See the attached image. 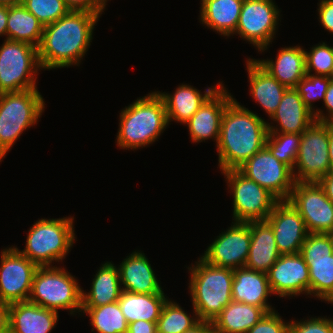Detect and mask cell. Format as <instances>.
I'll return each instance as SVG.
<instances>
[{
	"label": "cell",
	"mask_w": 333,
	"mask_h": 333,
	"mask_svg": "<svg viewBox=\"0 0 333 333\" xmlns=\"http://www.w3.org/2000/svg\"><path fill=\"white\" fill-rule=\"evenodd\" d=\"M233 99L222 84L185 123L192 142L214 139L216 146L220 136L221 120L227 104Z\"/></svg>",
	"instance_id": "d6986e66"
},
{
	"label": "cell",
	"mask_w": 333,
	"mask_h": 333,
	"mask_svg": "<svg viewBox=\"0 0 333 333\" xmlns=\"http://www.w3.org/2000/svg\"><path fill=\"white\" fill-rule=\"evenodd\" d=\"M193 312L194 316L190 317L178 303L167 299L156 323L157 333H184L190 330L200 322L196 311Z\"/></svg>",
	"instance_id": "836d02e7"
},
{
	"label": "cell",
	"mask_w": 333,
	"mask_h": 333,
	"mask_svg": "<svg viewBox=\"0 0 333 333\" xmlns=\"http://www.w3.org/2000/svg\"><path fill=\"white\" fill-rule=\"evenodd\" d=\"M238 170L248 179L266 188L279 201L289 199L295 184L292 169L273 156L266 146Z\"/></svg>",
	"instance_id": "5bb4252c"
},
{
	"label": "cell",
	"mask_w": 333,
	"mask_h": 333,
	"mask_svg": "<svg viewBox=\"0 0 333 333\" xmlns=\"http://www.w3.org/2000/svg\"><path fill=\"white\" fill-rule=\"evenodd\" d=\"M267 276L272 293L279 297L309 295V269L299 253L281 254Z\"/></svg>",
	"instance_id": "ac0fdd59"
},
{
	"label": "cell",
	"mask_w": 333,
	"mask_h": 333,
	"mask_svg": "<svg viewBox=\"0 0 333 333\" xmlns=\"http://www.w3.org/2000/svg\"><path fill=\"white\" fill-rule=\"evenodd\" d=\"M44 25L22 4L9 6L6 39L25 42L38 48Z\"/></svg>",
	"instance_id": "1f68e13d"
},
{
	"label": "cell",
	"mask_w": 333,
	"mask_h": 333,
	"mask_svg": "<svg viewBox=\"0 0 333 333\" xmlns=\"http://www.w3.org/2000/svg\"><path fill=\"white\" fill-rule=\"evenodd\" d=\"M277 8L273 0H244L232 35L239 34L259 52L267 50L279 24L280 9Z\"/></svg>",
	"instance_id": "7c38bea8"
},
{
	"label": "cell",
	"mask_w": 333,
	"mask_h": 333,
	"mask_svg": "<svg viewBox=\"0 0 333 333\" xmlns=\"http://www.w3.org/2000/svg\"><path fill=\"white\" fill-rule=\"evenodd\" d=\"M290 322H285L278 312L266 313L246 333H289Z\"/></svg>",
	"instance_id": "ab89813d"
},
{
	"label": "cell",
	"mask_w": 333,
	"mask_h": 333,
	"mask_svg": "<svg viewBox=\"0 0 333 333\" xmlns=\"http://www.w3.org/2000/svg\"><path fill=\"white\" fill-rule=\"evenodd\" d=\"M246 65L250 82V95L255 102L262 106L270 118L278 108L288 88L265 71L255 59H247Z\"/></svg>",
	"instance_id": "4316f807"
},
{
	"label": "cell",
	"mask_w": 333,
	"mask_h": 333,
	"mask_svg": "<svg viewBox=\"0 0 333 333\" xmlns=\"http://www.w3.org/2000/svg\"><path fill=\"white\" fill-rule=\"evenodd\" d=\"M232 223L202 255L201 258L208 264L233 270L245 267L251 242L250 226L244 222Z\"/></svg>",
	"instance_id": "2e32d148"
},
{
	"label": "cell",
	"mask_w": 333,
	"mask_h": 333,
	"mask_svg": "<svg viewBox=\"0 0 333 333\" xmlns=\"http://www.w3.org/2000/svg\"><path fill=\"white\" fill-rule=\"evenodd\" d=\"M318 6L319 22L325 30L333 34V0H320Z\"/></svg>",
	"instance_id": "b9f144b4"
},
{
	"label": "cell",
	"mask_w": 333,
	"mask_h": 333,
	"mask_svg": "<svg viewBox=\"0 0 333 333\" xmlns=\"http://www.w3.org/2000/svg\"><path fill=\"white\" fill-rule=\"evenodd\" d=\"M120 283L123 291L132 293H161L160 280H157L153 268L142 251H134L127 256L119 267Z\"/></svg>",
	"instance_id": "603a6c76"
},
{
	"label": "cell",
	"mask_w": 333,
	"mask_h": 333,
	"mask_svg": "<svg viewBox=\"0 0 333 333\" xmlns=\"http://www.w3.org/2000/svg\"><path fill=\"white\" fill-rule=\"evenodd\" d=\"M221 173L233 194L234 222L266 220L279 200L239 170H226Z\"/></svg>",
	"instance_id": "30bf717a"
},
{
	"label": "cell",
	"mask_w": 333,
	"mask_h": 333,
	"mask_svg": "<svg viewBox=\"0 0 333 333\" xmlns=\"http://www.w3.org/2000/svg\"><path fill=\"white\" fill-rule=\"evenodd\" d=\"M82 313L90 317L92 332L97 333H127L128 322L122 313L119 303L101 305L98 307H82Z\"/></svg>",
	"instance_id": "d6a6232c"
},
{
	"label": "cell",
	"mask_w": 333,
	"mask_h": 333,
	"mask_svg": "<svg viewBox=\"0 0 333 333\" xmlns=\"http://www.w3.org/2000/svg\"><path fill=\"white\" fill-rule=\"evenodd\" d=\"M273 230L280 254H296L309 235L302 216L288 200L278 201L266 219Z\"/></svg>",
	"instance_id": "e0dca14e"
},
{
	"label": "cell",
	"mask_w": 333,
	"mask_h": 333,
	"mask_svg": "<svg viewBox=\"0 0 333 333\" xmlns=\"http://www.w3.org/2000/svg\"><path fill=\"white\" fill-rule=\"evenodd\" d=\"M329 159L331 171H333V123L329 122Z\"/></svg>",
	"instance_id": "681fc988"
},
{
	"label": "cell",
	"mask_w": 333,
	"mask_h": 333,
	"mask_svg": "<svg viewBox=\"0 0 333 333\" xmlns=\"http://www.w3.org/2000/svg\"><path fill=\"white\" fill-rule=\"evenodd\" d=\"M271 295L266 273L245 267L233 270L232 301L258 306L270 313L275 311L267 302Z\"/></svg>",
	"instance_id": "44dd1931"
},
{
	"label": "cell",
	"mask_w": 333,
	"mask_h": 333,
	"mask_svg": "<svg viewBox=\"0 0 333 333\" xmlns=\"http://www.w3.org/2000/svg\"><path fill=\"white\" fill-rule=\"evenodd\" d=\"M299 254L309 269V295L325 301L333 293V234L309 233Z\"/></svg>",
	"instance_id": "8fae6325"
},
{
	"label": "cell",
	"mask_w": 333,
	"mask_h": 333,
	"mask_svg": "<svg viewBox=\"0 0 333 333\" xmlns=\"http://www.w3.org/2000/svg\"><path fill=\"white\" fill-rule=\"evenodd\" d=\"M318 182L324 189L326 196L333 202V171H330Z\"/></svg>",
	"instance_id": "bcb514c9"
},
{
	"label": "cell",
	"mask_w": 333,
	"mask_h": 333,
	"mask_svg": "<svg viewBox=\"0 0 333 333\" xmlns=\"http://www.w3.org/2000/svg\"><path fill=\"white\" fill-rule=\"evenodd\" d=\"M74 218L39 219L27 235L25 248L21 251L15 248L38 267L53 266L66 258L74 244Z\"/></svg>",
	"instance_id": "5b68a950"
},
{
	"label": "cell",
	"mask_w": 333,
	"mask_h": 333,
	"mask_svg": "<svg viewBox=\"0 0 333 333\" xmlns=\"http://www.w3.org/2000/svg\"><path fill=\"white\" fill-rule=\"evenodd\" d=\"M247 223L250 226L251 242L245 268L267 274L281 255L272 227L267 220Z\"/></svg>",
	"instance_id": "cb8c5ba5"
},
{
	"label": "cell",
	"mask_w": 333,
	"mask_h": 333,
	"mask_svg": "<svg viewBox=\"0 0 333 333\" xmlns=\"http://www.w3.org/2000/svg\"><path fill=\"white\" fill-rule=\"evenodd\" d=\"M119 121L117 145L126 150L152 144L169 125L165 102L157 91L125 107Z\"/></svg>",
	"instance_id": "3957f363"
},
{
	"label": "cell",
	"mask_w": 333,
	"mask_h": 333,
	"mask_svg": "<svg viewBox=\"0 0 333 333\" xmlns=\"http://www.w3.org/2000/svg\"><path fill=\"white\" fill-rule=\"evenodd\" d=\"M330 81V77L327 76L314 75V73L306 74L295 87L305 106L313 113H315L314 106H312L313 101L318 99H323L324 101Z\"/></svg>",
	"instance_id": "74e56055"
},
{
	"label": "cell",
	"mask_w": 333,
	"mask_h": 333,
	"mask_svg": "<svg viewBox=\"0 0 333 333\" xmlns=\"http://www.w3.org/2000/svg\"><path fill=\"white\" fill-rule=\"evenodd\" d=\"M44 108L38 89L0 93V162L23 131L38 122Z\"/></svg>",
	"instance_id": "8992f818"
},
{
	"label": "cell",
	"mask_w": 333,
	"mask_h": 333,
	"mask_svg": "<svg viewBox=\"0 0 333 333\" xmlns=\"http://www.w3.org/2000/svg\"><path fill=\"white\" fill-rule=\"evenodd\" d=\"M289 333H333V319L311 317L304 321H290Z\"/></svg>",
	"instance_id": "f35d334b"
},
{
	"label": "cell",
	"mask_w": 333,
	"mask_h": 333,
	"mask_svg": "<svg viewBox=\"0 0 333 333\" xmlns=\"http://www.w3.org/2000/svg\"><path fill=\"white\" fill-rule=\"evenodd\" d=\"M165 296L164 291L152 294L122 291L118 303L128 324L139 320L157 322L167 301Z\"/></svg>",
	"instance_id": "4dcf8cb0"
},
{
	"label": "cell",
	"mask_w": 333,
	"mask_h": 333,
	"mask_svg": "<svg viewBox=\"0 0 333 333\" xmlns=\"http://www.w3.org/2000/svg\"><path fill=\"white\" fill-rule=\"evenodd\" d=\"M22 5L44 26L57 21L70 11L63 0H23Z\"/></svg>",
	"instance_id": "d590c367"
},
{
	"label": "cell",
	"mask_w": 333,
	"mask_h": 333,
	"mask_svg": "<svg viewBox=\"0 0 333 333\" xmlns=\"http://www.w3.org/2000/svg\"><path fill=\"white\" fill-rule=\"evenodd\" d=\"M188 270L193 310L200 321L213 322L232 301L233 269L208 264L200 257Z\"/></svg>",
	"instance_id": "277c9868"
},
{
	"label": "cell",
	"mask_w": 333,
	"mask_h": 333,
	"mask_svg": "<svg viewBox=\"0 0 333 333\" xmlns=\"http://www.w3.org/2000/svg\"><path fill=\"white\" fill-rule=\"evenodd\" d=\"M65 5L74 11H89L102 15L108 0H63Z\"/></svg>",
	"instance_id": "60d3db41"
},
{
	"label": "cell",
	"mask_w": 333,
	"mask_h": 333,
	"mask_svg": "<svg viewBox=\"0 0 333 333\" xmlns=\"http://www.w3.org/2000/svg\"><path fill=\"white\" fill-rule=\"evenodd\" d=\"M266 312L254 305L231 301L212 322L214 333H246Z\"/></svg>",
	"instance_id": "f546056e"
},
{
	"label": "cell",
	"mask_w": 333,
	"mask_h": 333,
	"mask_svg": "<svg viewBox=\"0 0 333 333\" xmlns=\"http://www.w3.org/2000/svg\"><path fill=\"white\" fill-rule=\"evenodd\" d=\"M255 61L287 88H295L306 76L305 49L301 46L281 48L275 62L270 59Z\"/></svg>",
	"instance_id": "d4e9b609"
},
{
	"label": "cell",
	"mask_w": 333,
	"mask_h": 333,
	"mask_svg": "<svg viewBox=\"0 0 333 333\" xmlns=\"http://www.w3.org/2000/svg\"><path fill=\"white\" fill-rule=\"evenodd\" d=\"M22 2L23 0H0V4L6 6L20 5Z\"/></svg>",
	"instance_id": "f907efd6"
},
{
	"label": "cell",
	"mask_w": 333,
	"mask_h": 333,
	"mask_svg": "<svg viewBox=\"0 0 333 333\" xmlns=\"http://www.w3.org/2000/svg\"><path fill=\"white\" fill-rule=\"evenodd\" d=\"M221 85L222 82H219L208 87L204 94L188 84L179 85L172 94L157 91L165 102L168 123L177 121L185 124Z\"/></svg>",
	"instance_id": "484cf974"
},
{
	"label": "cell",
	"mask_w": 333,
	"mask_h": 333,
	"mask_svg": "<svg viewBox=\"0 0 333 333\" xmlns=\"http://www.w3.org/2000/svg\"><path fill=\"white\" fill-rule=\"evenodd\" d=\"M0 300L8 304L29 300L38 266L14 246L1 252Z\"/></svg>",
	"instance_id": "9a60e30c"
},
{
	"label": "cell",
	"mask_w": 333,
	"mask_h": 333,
	"mask_svg": "<svg viewBox=\"0 0 333 333\" xmlns=\"http://www.w3.org/2000/svg\"><path fill=\"white\" fill-rule=\"evenodd\" d=\"M58 312L29 301L10 304L9 333H50L58 322Z\"/></svg>",
	"instance_id": "7402d4cb"
},
{
	"label": "cell",
	"mask_w": 333,
	"mask_h": 333,
	"mask_svg": "<svg viewBox=\"0 0 333 333\" xmlns=\"http://www.w3.org/2000/svg\"><path fill=\"white\" fill-rule=\"evenodd\" d=\"M326 301L328 302V304L329 303H331V304L333 303V293L325 300V302Z\"/></svg>",
	"instance_id": "816d5d0a"
},
{
	"label": "cell",
	"mask_w": 333,
	"mask_h": 333,
	"mask_svg": "<svg viewBox=\"0 0 333 333\" xmlns=\"http://www.w3.org/2000/svg\"><path fill=\"white\" fill-rule=\"evenodd\" d=\"M330 171L329 122L314 121L301 134L293 176L295 182H318Z\"/></svg>",
	"instance_id": "9c48e42d"
},
{
	"label": "cell",
	"mask_w": 333,
	"mask_h": 333,
	"mask_svg": "<svg viewBox=\"0 0 333 333\" xmlns=\"http://www.w3.org/2000/svg\"><path fill=\"white\" fill-rule=\"evenodd\" d=\"M301 134L296 133H268L265 146L279 161L292 170L298 156Z\"/></svg>",
	"instance_id": "e575fe53"
},
{
	"label": "cell",
	"mask_w": 333,
	"mask_h": 333,
	"mask_svg": "<svg viewBox=\"0 0 333 333\" xmlns=\"http://www.w3.org/2000/svg\"><path fill=\"white\" fill-rule=\"evenodd\" d=\"M10 304L0 300V333H9Z\"/></svg>",
	"instance_id": "f6af8a7d"
},
{
	"label": "cell",
	"mask_w": 333,
	"mask_h": 333,
	"mask_svg": "<svg viewBox=\"0 0 333 333\" xmlns=\"http://www.w3.org/2000/svg\"><path fill=\"white\" fill-rule=\"evenodd\" d=\"M100 17L89 11L70 10L57 21L44 26L37 48L41 68L78 66L90 47Z\"/></svg>",
	"instance_id": "6da1fadb"
},
{
	"label": "cell",
	"mask_w": 333,
	"mask_h": 333,
	"mask_svg": "<svg viewBox=\"0 0 333 333\" xmlns=\"http://www.w3.org/2000/svg\"><path fill=\"white\" fill-rule=\"evenodd\" d=\"M157 322L144 320L134 321L128 324L127 333H157Z\"/></svg>",
	"instance_id": "ee69618b"
},
{
	"label": "cell",
	"mask_w": 333,
	"mask_h": 333,
	"mask_svg": "<svg viewBox=\"0 0 333 333\" xmlns=\"http://www.w3.org/2000/svg\"><path fill=\"white\" fill-rule=\"evenodd\" d=\"M9 6L0 4V36H6Z\"/></svg>",
	"instance_id": "c3c4849f"
},
{
	"label": "cell",
	"mask_w": 333,
	"mask_h": 333,
	"mask_svg": "<svg viewBox=\"0 0 333 333\" xmlns=\"http://www.w3.org/2000/svg\"><path fill=\"white\" fill-rule=\"evenodd\" d=\"M40 69L36 47L5 39L0 46V93L37 89L35 75Z\"/></svg>",
	"instance_id": "ba28073f"
},
{
	"label": "cell",
	"mask_w": 333,
	"mask_h": 333,
	"mask_svg": "<svg viewBox=\"0 0 333 333\" xmlns=\"http://www.w3.org/2000/svg\"><path fill=\"white\" fill-rule=\"evenodd\" d=\"M288 201L302 216L309 233L333 234V202L319 182H295Z\"/></svg>",
	"instance_id": "4fadbf2b"
},
{
	"label": "cell",
	"mask_w": 333,
	"mask_h": 333,
	"mask_svg": "<svg viewBox=\"0 0 333 333\" xmlns=\"http://www.w3.org/2000/svg\"><path fill=\"white\" fill-rule=\"evenodd\" d=\"M323 102L328 113H326V115L325 113H323V110H315V121L333 123V81H330Z\"/></svg>",
	"instance_id": "7bdbcfd3"
},
{
	"label": "cell",
	"mask_w": 333,
	"mask_h": 333,
	"mask_svg": "<svg viewBox=\"0 0 333 333\" xmlns=\"http://www.w3.org/2000/svg\"><path fill=\"white\" fill-rule=\"evenodd\" d=\"M330 80L333 81V72H332V74L330 76Z\"/></svg>",
	"instance_id": "f5cc1de1"
},
{
	"label": "cell",
	"mask_w": 333,
	"mask_h": 333,
	"mask_svg": "<svg viewBox=\"0 0 333 333\" xmlns=\"http://www.w3.org/2000/svg\"><path fill=\"white\" fill-rule=\"evenodd\" d=\"M90 291L82 289V307H98L117 302L122 293L120 274L111 262H105L94 275Z\"/></svg>",
	"instance_id": "f1b7e54d"
},
{
	"label": "cell",
	"mask_w": 333,
	"mask_h": 333,
	"mask_svg": "<svg viewBox=\"0 0 333 333\" xmlns=\"http://www.w3.org/2000/svg\"><path fill=\"white\" fill-rule=\"evenodd\" d=\"M270 119L279 126L267 123L268 133L302 134L315 121L314 113L305 106L295 88H288L285 91Z\"/></svg>",
	"instance_id": "ffe728a7"
},
{
	"label": "cell",
	"mask_w": 333,
	"mask_h": 333,
	"mask_svg": "<svg viewBox=\"0 0 333 333\" xmlns=\"http://www.w3.org/2000/svg\"><path fill=\"white\" fill-rule=\"evenodd\" d=\"M244 0H201L202 24L223 36L236 31Z\"/></svg>",
	"instance_id": "83f0119b"
},
{
	"label": "cell",
	"mask_w": 333,
	"mask_h": 333,
	"mask_svg": "<svg viewBox=\"0 0 333 333\" xmlns=\"http://www.w3.org/2000/svg\"><path fill=\"white\" fill-rule=\"evenodd\" d=\"M184 333H214L212 322L200 321L193 328L185 331Z\"/></svg>",
	"instance_id": "7dc6e473"
},
{
	"label": "cell",
	"mask_w": 333,
	"mask_h": 333,
	"mask_svg": "<svg viewBox=\"0 0 333 333\" xmlns=\"http://www.w3.org/2000/svg\"><path fill=\"white\" fill-rule=\"evenodd\" d=\"M267 123L256 113L241 106L235 98L227 104L216 146L221 172L238 170L265 146Z\"/></svg>",
	"instance_id": "7a4b0ae2"
},
{
	"label": "cell",
	"mask_w": 333,
	"mask_h": 333,
	"mask_svg": "<svg viewBox=\"0 0 333 333\" xmlns=\"http://www.w3.org/2000/svg\"><path fill=\"white\" fill-rule=\"evenodd\" d=\"M306 74L330 77L333 72V46H328L325 42L319 43L311 50L305 51Z\"/></svg>",
	"instance_id": "8d00e7d4"
},
{
	"label": "cell",
	"mask_w": 333,
	"mask_h": 333,
	"mask_svg": "<svg viewBox=\"0 0 333 333\" xmlns=\"http://www.w3.org/2000/svg\"><path fill=\"white\" fill-rule=\"evenodd\" d=\"M55 266L38 267L32 283L29 302L46 309L82 312V288L75 276ZM78 311V312H77Z\"/></svg>",
	"instance_id": "52a82bcc"
}]
</instances>
